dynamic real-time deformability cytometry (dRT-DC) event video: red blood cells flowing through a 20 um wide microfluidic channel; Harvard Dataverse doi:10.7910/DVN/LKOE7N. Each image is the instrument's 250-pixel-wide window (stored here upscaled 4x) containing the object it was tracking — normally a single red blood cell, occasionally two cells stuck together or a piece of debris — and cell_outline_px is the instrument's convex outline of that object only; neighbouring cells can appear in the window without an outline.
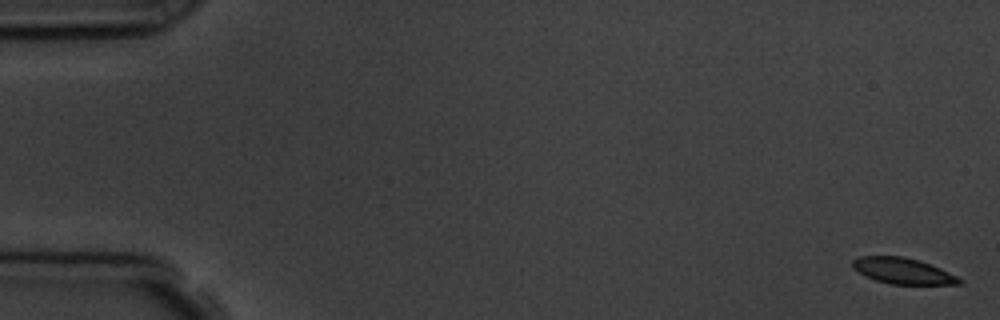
{"species": "common noctule bat (a hibernating species)", "species_latin": "Nyctalus noctula", "temperature_condition": "room temperature", "stored_images_in_passage": 7, "camera_frame_rate_fps": 3000, "um_per_image_px": 0.085, "animal": {"sex": "male", "body_mass_g": 19.5, "forearm_length_mm": 54.6}, "frame": {"image": 1, "passage_image": 1, "time_ms": 0.0, "image_size_px": [1000, 320], "cell_outline_px": [[964, 284], [892, 284], [876, 280], [864, 276], [852, 268], [852, 260], [860, 256], [904, 256], [920, 260], [940, 268], [964, 280]], "centroid_in_image_um": [76.73, 23.02], "position_along_channel_um": 8.3, "area_um2": 16.24}}
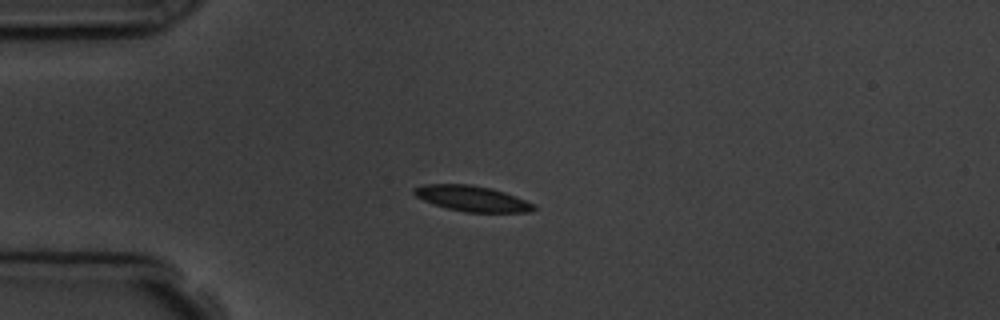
{"frame": {"image": 2, "passage_image": 5, "time_ms": 4.333, "image_size_px": [1000, 320], "cell_outline_px": [[536, 208], [532, 212], [464, 212], [432, 204], [416, 196], [412, 192], [412, 188], [424, 184], [472, 184], [492, 188], [516, 196], [536, 204]], "centroid_in_image_um": [40.14, 16.87], "position_along_channel_um": 44.9, "area_um2": 18.03}}